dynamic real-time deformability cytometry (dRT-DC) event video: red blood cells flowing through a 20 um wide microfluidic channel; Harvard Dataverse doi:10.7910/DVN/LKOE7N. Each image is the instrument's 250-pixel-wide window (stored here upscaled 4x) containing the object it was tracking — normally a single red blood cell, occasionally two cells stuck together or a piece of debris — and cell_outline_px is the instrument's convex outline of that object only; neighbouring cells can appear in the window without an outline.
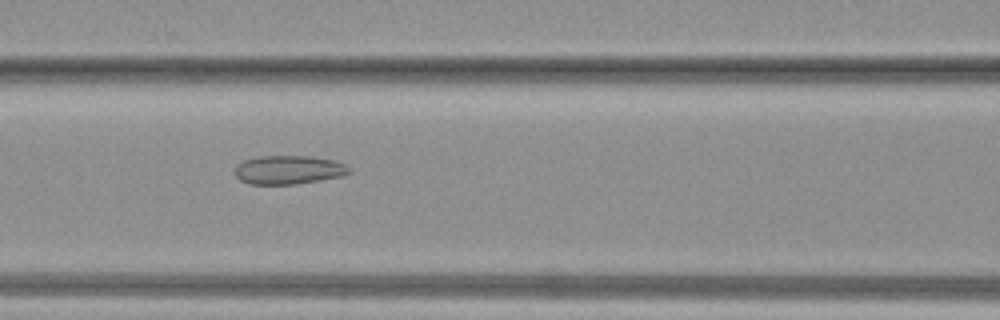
{"species": "common noctule bat (a hibernating species)", "species_latin": "Nyctalus noctula", "temperature_condition": "warm", "stored_images_in_passage": 24, "camera_frame_rate_fps": 3000, "um_per_image_px": 0.085, "animal": {"sex": "female", "body_mass_g": 19.3, "forearm_length_mm": 54.1}, "frame": {"image": 1, "passage_image": 6, "time_ms": 1.667, "image_size_px": [1000, 320], "cell_outline_px": [[352, 172], [344, 176], [296, 184], [248, 184], [240, 180], [236, 176], [236, 164], [244, 160], [260, 156], [312, 156], [336, 160], [352, 168]], "centroid_in_image_um": [24.58, 14.43], "position_along_channel_um": 142.0, "area_um2": 19.36}}
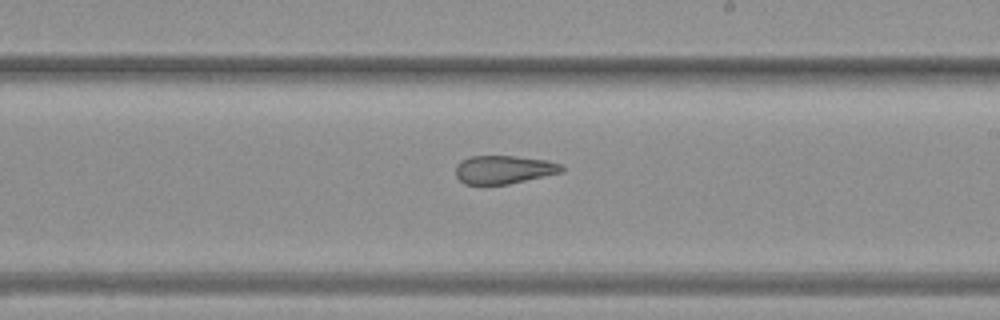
{"frame": {"image": 2, "passage_image": 12, "time_ms": 3.667, "image_size_px": [1000, 320], "cell_outline_px": [[564, 172], [508, 184], [464, 184], [456, 176], [456, 164], [460, 160], [468, 156], [516, 156], [548, 160], [560, 164], [564, 168]], "centroid_in_image_um": [42.82, 14.4], "position_along_channel_um": 246.2, "area_um2": 17.63}}
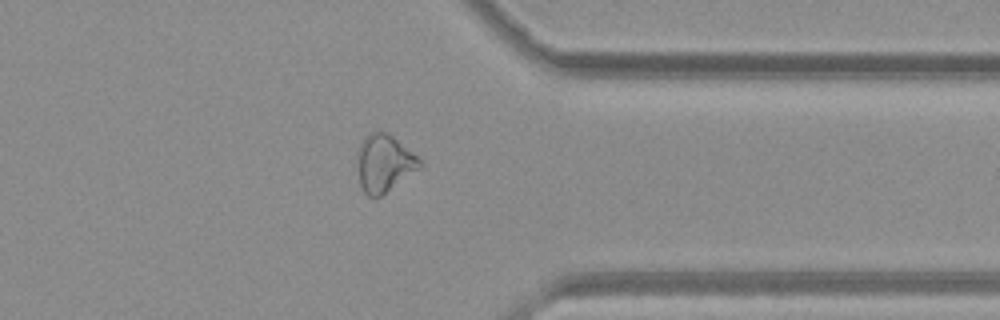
{"frame": {"image": 3, "passage_image": 20, "time_ms": 6.333, "image_size_px": [1000, 320], "cell_outline_px": [[424, 164], [420, 168], [380, 196], [368, 196], [364, 192], [360, 184], [356, 156], [360, 144], [364, 136], [368, 132], [384, 132], [392, 136], [412, 152]], "centroid_in_image_um": [32.63, 13.86], "position_along_channel_um": 378.8, "area_um2": 20.58}}